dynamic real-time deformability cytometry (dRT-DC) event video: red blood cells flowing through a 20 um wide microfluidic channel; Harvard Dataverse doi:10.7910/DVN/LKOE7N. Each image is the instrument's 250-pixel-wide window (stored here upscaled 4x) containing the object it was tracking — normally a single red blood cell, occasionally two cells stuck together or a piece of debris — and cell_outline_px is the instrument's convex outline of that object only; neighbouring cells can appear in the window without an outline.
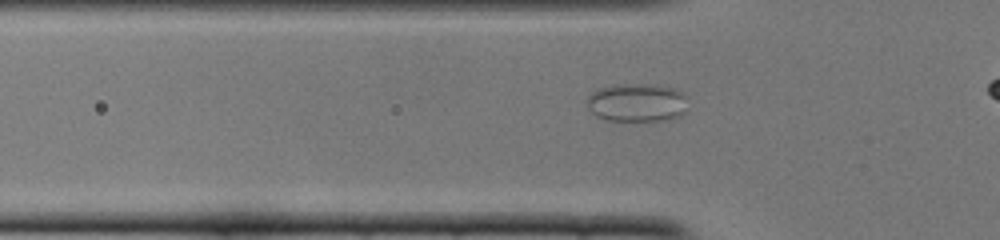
{"species": "common noctule bat (a hibernating species)", "species_latin": "Nyctalus noctula", "temperature_condition": "cold", "stored_images_in_passage": 30, "camera_frame_rate_fps": 3000, "um_per_image_px": 0.085, "animal": {"sex": "female", "body_mass_g": 22.0, "forearm_length_mm": 56.7}, "frame": {"image": 1, "passage_image": 11, "time_ms": 3.333, "image_size_px": [1000, 240], "cell_outline_px": [[684, 112], [680, 116], [664, 120], [604, 120], [596, 116], [588, 108], [588, 96], [596, 88], [612, 84], [644, 84], [676, 88], [684, 96]], "centroid_in_image_um": [54.07, 8.71], "position_along_channel_um": 71.7, "area_um2": 22.37}}
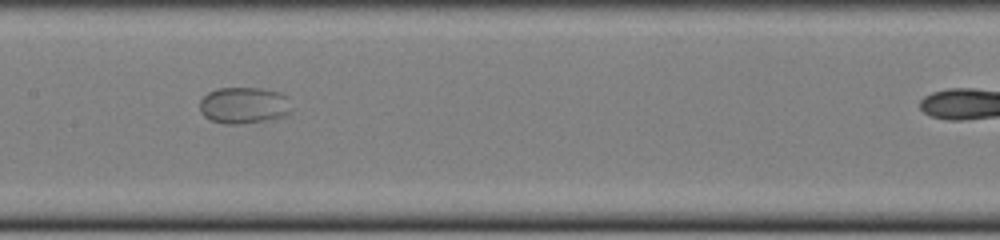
{"frame": {"image": 2, "passage_image": 20, "time_ms": 6.333, "image_size_px": [1000, 240], "cell_outline_px": [[288, 112], [280, 116], [264, 120], [244, 124], [224, 124], [212, 120], [204, 116], [200, 112], [200, 100], [208, 92], [216, 88], [264, 88], [280, 92], [288, 96]], "centroid_in_image_um": [20.67, 8.93], "position_along_channel_um": 186.7, "area_um2": 19.36}}
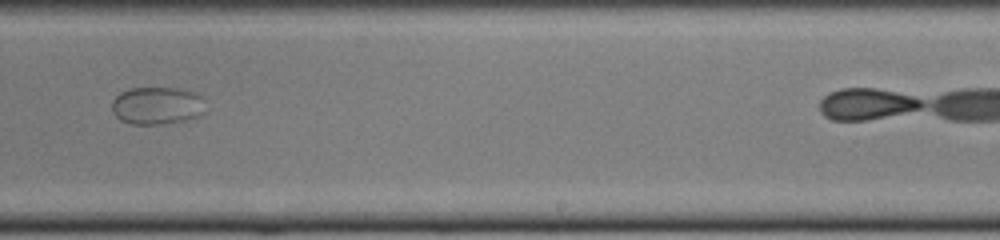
{"frame": {"image": 3, "passage_image": 27, "time_ms": 8.667, "image_size_px": [1000, 240], "cell_outline_px": [[204, 112], [200, 116], [184, 120], [164, 124], [132, 124], [120, 120], [112, 112], [112, 100], [120, 92], [132, 88], [184, 88], [196, 92], [200, 96]], "centroid_in_image_um": [13.33, 8.97], "position_along_channel_um": 275.7, "area_um2": 20.58}}